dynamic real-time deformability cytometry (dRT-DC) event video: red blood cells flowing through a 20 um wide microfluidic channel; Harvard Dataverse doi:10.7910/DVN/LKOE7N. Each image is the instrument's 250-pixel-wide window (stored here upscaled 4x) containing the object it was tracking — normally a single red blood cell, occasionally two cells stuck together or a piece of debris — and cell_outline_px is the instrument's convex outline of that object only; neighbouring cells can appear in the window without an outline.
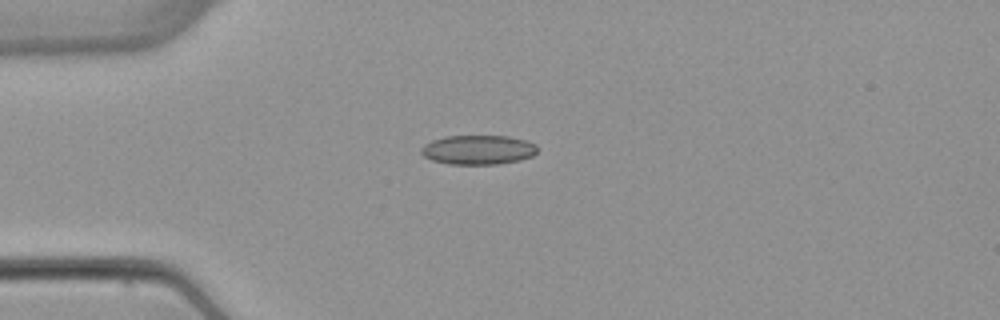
{"species": "common noctule bat (a hibernating species)", "species_latin": "Nyctalus noctula", "temperature_condition": "warm", "stored_images_in_passage": 5, "camera_frame_rate_fps": 3000, "um_per_image_px": 0.085, "animal": {"sex": "female", "body_mass_g": 22.7, "forearm_length_mm": 54.2}, "frame": {"image": 1, "passage_image": 3, "time_ms": 3.333, "image_size_px": [1000, 320], "cell_outline_px": [[536, 152], [532, 156], [520, 160], [500, 164], [448, 164], [432, 160], [424, 156], [420, 152], [420, 148], [424, 144], [432, 140], [444, 136], [508, 136], [528, 140], [536, 144]], "centroid_in_image_um": [40.63, 12.73], "position_along_channel_um": 44.4, "area_um2": 20.06}}
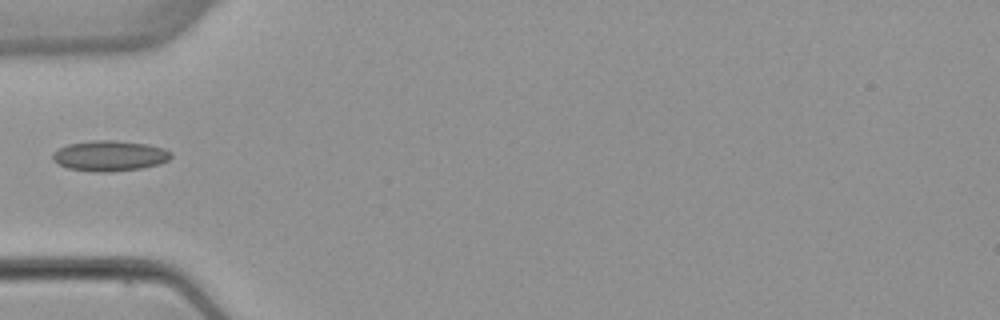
{"frame": {"image": 2, "passage_image": 4, "time_ms": 4.667, "image_size_px": [1000, 320], "cell_outline_px": [[172, 156], [168, 160], [160, 164], [140, 168], [108, 172], [92, 172], [68, 168], [52, 160], [52, 156], [60, 148], [68, 144], [92, 140], [116, 140], [148, 144], [164, 148], [172, 152]], "centroid_in_image_um": [9.36, 13.24], "position_along_channel_um": 75.6, "area_um2": 21.04}}
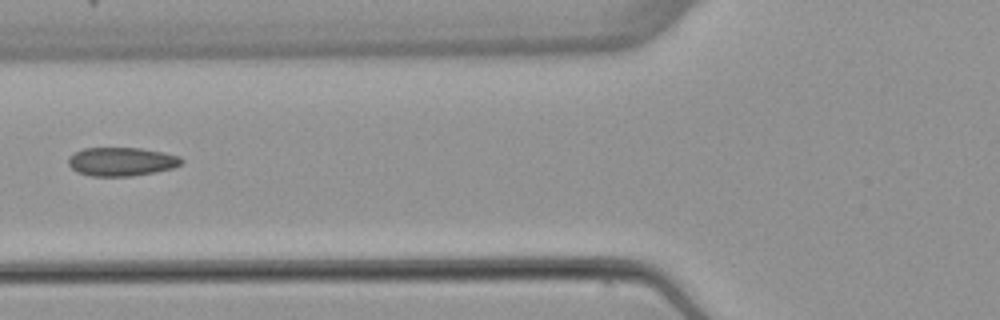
{"frame": {"image": 3, "passage_image": 5, "time_ms": 5.667, "image_size_px": [1000, 320], "cell_outline_px": [[184, 160], [180, 164], [172, 168], [156, 172], [132, 176], [92, 176], [80, 172], [72, 168], [68, 164], [68, 156], [84, 148], [140, 148], [164, 152], [180, 156]], "centroid_in_image_um": [10.35, 13.73], "position_along_channel_um": 115.5, "area_um2": 18.84}}